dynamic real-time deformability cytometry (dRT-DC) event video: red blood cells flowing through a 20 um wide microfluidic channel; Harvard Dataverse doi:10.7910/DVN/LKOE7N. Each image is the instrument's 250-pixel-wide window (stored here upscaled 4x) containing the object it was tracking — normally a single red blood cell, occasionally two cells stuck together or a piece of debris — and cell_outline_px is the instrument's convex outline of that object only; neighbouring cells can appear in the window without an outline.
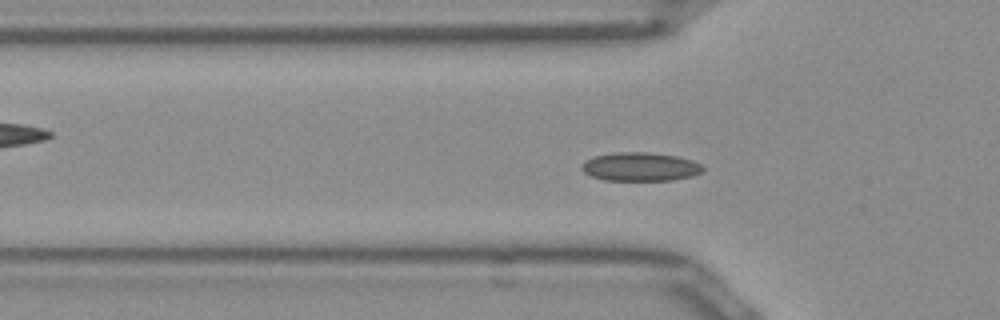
{"species": "Egyptian fruit bat (a non-hibernating species)", "species_latin": "Rousettus aegyptiacus", "temperature_condition": "room temperature", "stored_images_in_passage": 51, "segment_of_instrument_passage": [1, 2], "camera_frame_rate_fps": 3000, "um_per_image_px": 0.085, "frame": {"image": 1, "passage_image": 15, "time_ms": 4.667, "image_size_px": [1000, 320], "cell_outline_px": [[704, 172], [692, 176], [672, 180], [604, 180], [588, 176], [580, 168], [580, 164], [596, 156], [616, 152], [644, 152], [676, 156], [692, 160], [700, 164], [704, 168]], "centroid_in_image_um": [54.41, 14.18], "position_along_channel_um": 71.4, "area_um2": 20.23}}
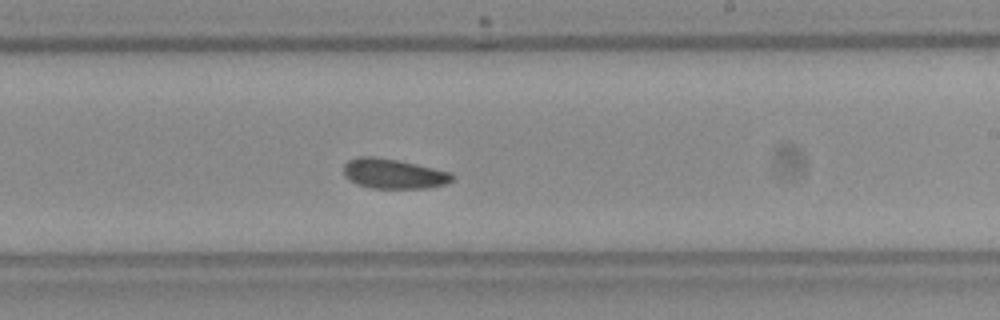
{"frame": {"image": 2, "passage_image": 29, "time_ms": 9.333, "image_size_px": [1000, 320], "cell_outline_px": [[452, 180], [444, 184], [428, 188], [372, 188], [356, 184], [348, 180], [344, 176], [344, 164], [348, 160], [360, 156], [376, 156], [400, 160], [452, 172]], "centroid_in_image_um": [33.42, 14.75], "position_along_channel_um": 255.6, "area_um2": 19.07}}
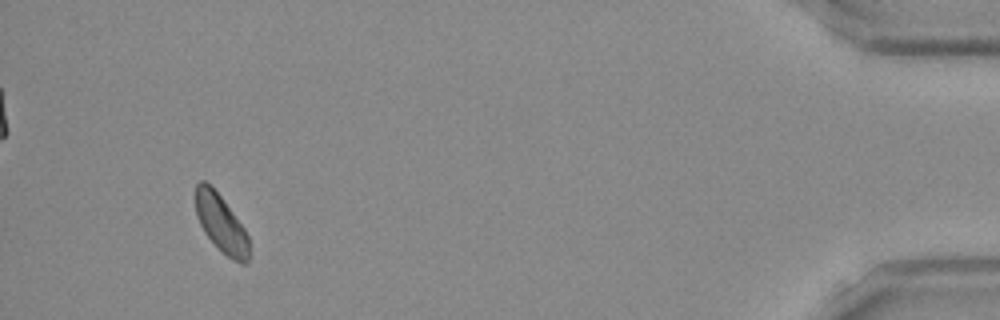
{"frame": {"image": 3, "passage_image": 47, "time_ms": 15.333, "image_size_px": [1000, 320], "cell_outline_px": [[248, 264], [240, 264], [232, 260], [204, 232], [196, 216], [196, 184], [200, 180], [204, 180], [220, 196], [244, 228], [248, 236]], "centroid_in_image_um": [18.79, 19.01], "position_along_channel_um": 416.4, "area_um2": 17.46}}